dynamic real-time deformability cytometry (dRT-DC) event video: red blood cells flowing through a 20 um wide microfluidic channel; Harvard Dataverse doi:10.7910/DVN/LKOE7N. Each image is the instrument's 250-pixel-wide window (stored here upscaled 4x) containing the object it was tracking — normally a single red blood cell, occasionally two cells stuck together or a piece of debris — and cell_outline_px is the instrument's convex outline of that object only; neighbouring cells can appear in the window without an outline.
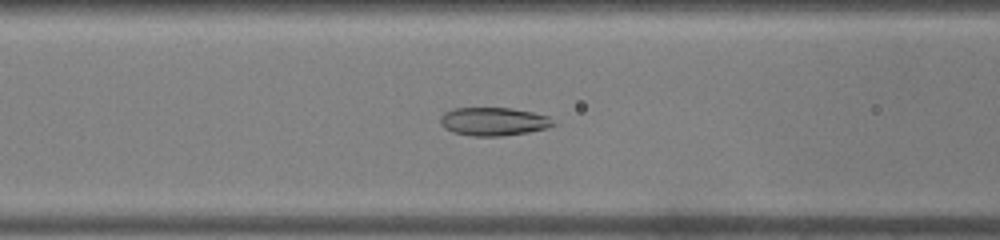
{"species": "common noctule bat (a hibernating species)", "species_latin": "Nyctalus noctula", "temperature_condition": "warm", "stored_images_in_passage": 41, "camera_frame_rate_fps": 3000, "um_per_image_px": 0.085, "animal": {"sex": "male", "body_mass_g": 19.0, "forearm_length_mm": 50.8}, "frame": {"image": 1, "passage_image": 13, "time_ms": 4.0, "image_size_px": [1000, 240], "cell_outline_px": [[556, 124], [548, 128], [528, 132], [500, 136], [472, 136], [452, 132], [444, 128], [440, 124], [440, 116], [444, 112], [452, 108], [512, 108], [532, 112], [548, 116]], "centroid_in_image_um": [41.92, 10.33], "position_along_channel_um": 124.7, "area_um2": 18.73}}
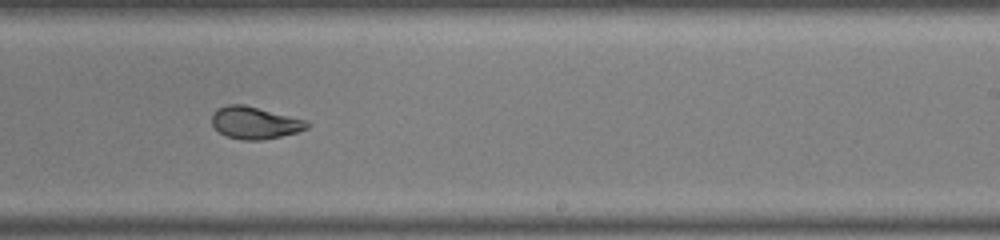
{"frame": {"image": 2, "passage_image": 23, "time_ms": 7.333, "image_size_px": [1000, 240], "cell_outline_px": [[312, 124], [308, 128], [296, 132], [264, 140], [240, 140], [228, 136], [220, 132], [212, 124], [212, 112], [216, 108], [228, 104], [244, 104], [308, 120]], "centroid_in_image_um": [21.68, 10.42], "position_along_channel_um": 267.3, "area_um2": 18.03}}
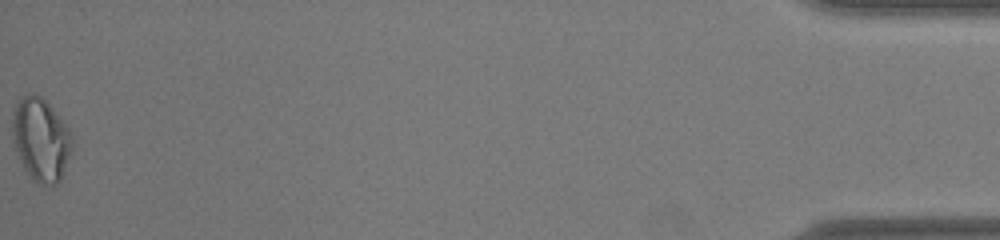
{"frame": {"image": 3, "passage_image": 41, "time_ms": 13.333, "image_size_px": [1000, 240], "cell_outline_px": [[72, 144], [60, 180], [56, 184], [40, 184], [24, 168], [20, 160], [16, 148], [12, 132], [12, 112], [20, 100], [24, 96], [40, 96], [48, 104], [68, 128], [72, 140]], "centroid_in_image_um": [3.46, 11.86], "position_along_channel_um": 431.7, "area_um2": 27.69}, "authors_computed_cell_mechanics": {"area_um2": 19.4208, "velocity_mm_per_s": 4.293, "shape_relaxation_time_tau1_ms": null, "shape_relaxation_time_tau2_ms": 1.1412, "deformation_change_tau1": null, "deformation_change_tau2": 0.0563}}